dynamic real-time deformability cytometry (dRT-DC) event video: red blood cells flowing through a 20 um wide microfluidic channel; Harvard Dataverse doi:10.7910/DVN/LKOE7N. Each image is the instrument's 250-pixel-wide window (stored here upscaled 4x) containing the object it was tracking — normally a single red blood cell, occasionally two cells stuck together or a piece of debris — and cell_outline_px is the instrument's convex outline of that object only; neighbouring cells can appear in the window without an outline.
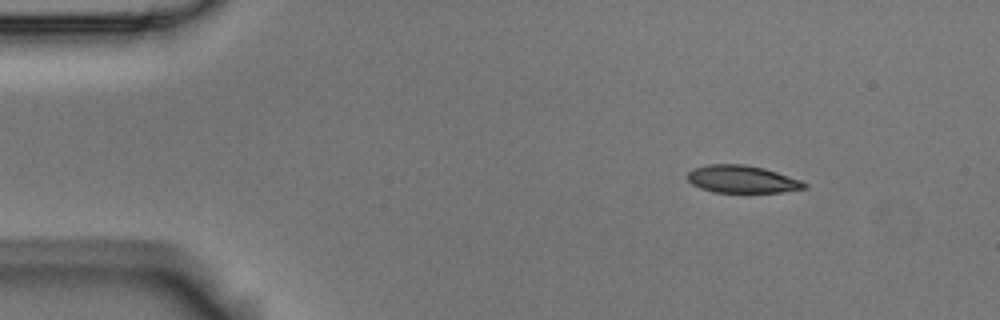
{"species": "Egyptian fruit bat (a non-hibernating species)", "species_latin": "Rousettus aegyptiacus", "temperature_condition": "room temperature", "stored_images_in_passage": 7, "camera_frame_rate_fps": 3000, "um_per_image_px": 0.085, "animal": {"sex": "male"}, "frame": {"image": 1, "passage_image": 1, "time_ms": 0.0, "image_size_px": [1000, 320], "cell_outline_px": [[808, 188], [780, 192], [712, 192], [700, 188], [692, 184], [688, 180], [688, 172], [692, 168], [708, 164], [744, 164], [764, 168], [800, 180], [808, 184]], "centroid_in_image_um": [63.06, 15.23], "position_along_channel_um": 21.9, "area_um2": 18.73}}
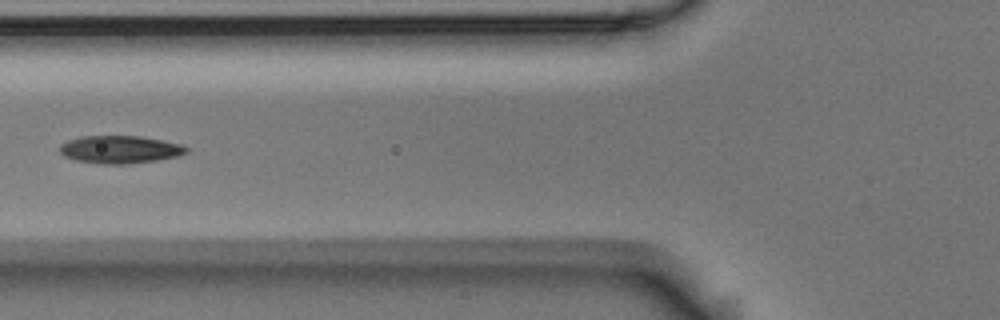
{"frame": {"image": 2, "passage_image": 4, "time_ms": 1.0, "image_size_px": [1000, 320], "cell_outline_px": [[192, 148], [188, 152], [180, 156], [156, 160], [124, 164], [100, 164], [76, 160], [64, 156], [60, 152], [60, 144], [68, 140], [80, 136], [140, 136], [164, 140], [180, 144]], "centroid_in_image_um": [10.23, 12.7], "position_along_channel_um": 115.6, "area_um2": 20.63}}
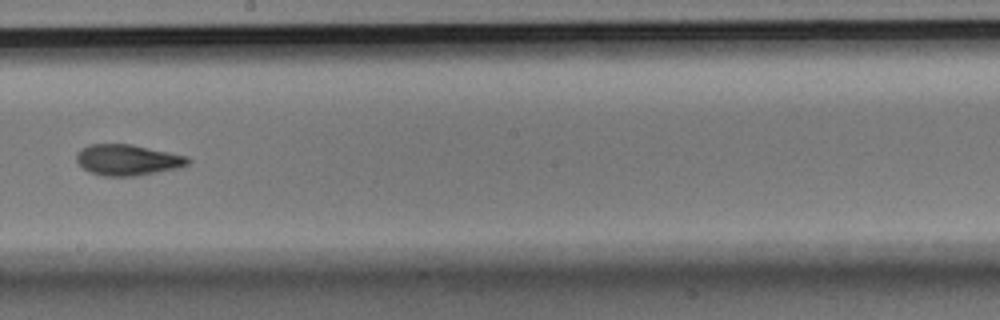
{"frame": {"image": 3, "passage_image": 7, "time_ms": 2.0, "image_size_px": [1000, 320], "cell_outline_px": [[192, 160], [188, 164], [180, 168], [136, 176], [104, 176], [88, 172], [76, 160], [76, 152], [80, 148], [88, 144], [132, 144], [188, 156]], "centroid_in_image_um": [10.85, 13.59], "position_along_channel_um": 237.3, "area_um2": 20.35}}